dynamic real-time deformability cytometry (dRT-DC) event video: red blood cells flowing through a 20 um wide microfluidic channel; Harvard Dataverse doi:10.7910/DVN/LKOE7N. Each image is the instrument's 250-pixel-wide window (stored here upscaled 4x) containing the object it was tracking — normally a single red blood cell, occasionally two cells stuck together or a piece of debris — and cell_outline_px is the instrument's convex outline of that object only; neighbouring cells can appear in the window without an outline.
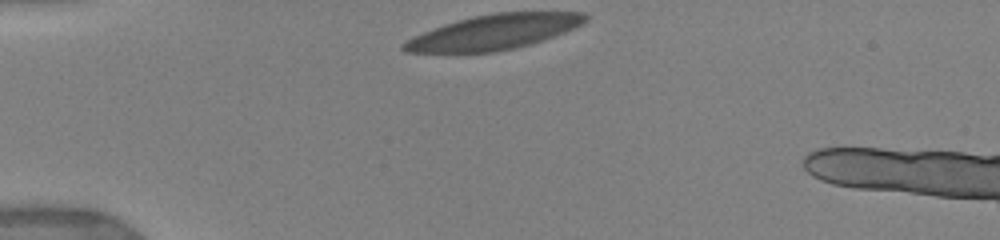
{"species": "human", "species_latin": "Homo sapiens", "temperature_condition": "warm", "stored_images_in_passage": 29, "camera_frame_rate_fps": 3000, "um_per_image_px": 0.085, "donor": {"sex": "female"}, "frame": {"image": 1, "passage_image": 1, "time_ms": 0.0, "image_size_px": [1000, 240], "cell_outline_px": [[588, 20], [584, 24], [564, 32], [528, 44], [512, 48], [492, 52], [408, 52], [400, 48], [400, 44], [424, 32], [444, 24], [456, 20], [472, 16], [496, 12], [584, 12], [588, 16]], "centroid_in_image_um": [42.0, 2.7], "position_along_channel_um": 43.0, "area_um2": 36.47}}
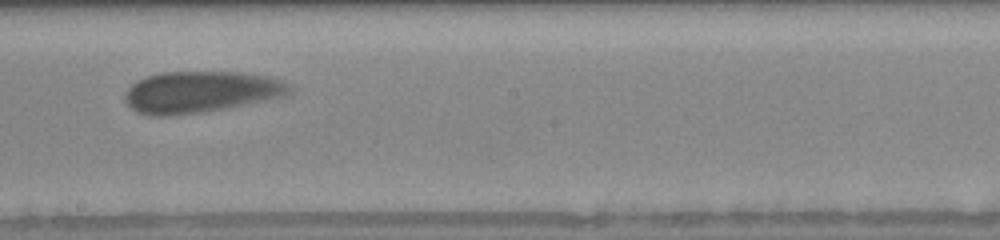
{"frame": {"image": 2, "passage_image": 16, "time_ms": 6.0, "image_size_px": [1000, 240], "cell_outline_px": [[292, 92], [288, 96], [224, 108], [200, 112], [168, 116], [148, 116], [136, 112], [124, 100], [124, 96], [128, 88], [136, 80], [148, 76], [164, 72], [244, 72], [268, 76], [280, 80], [288, 84], [292, 88]], "centroid_in_image_um": [17.06, 7.81], "position_along_channel_um": 231.1, "area_um2": 39.88}}
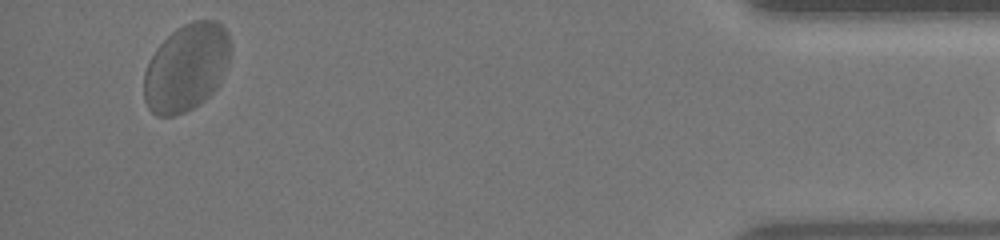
{"frame": {"image": 3, "passage_image": 28, "time_ms": 12.667, "image_size_px": [1000, 240], "cell_outline_px": [[232, 48], [228, 60], [220, 80], [216, 88], [204, 100], [192, 108], [184, 112], [172, 116], [156, 116], [148, 108], [144, 100], [144, 72], [148, 60], [156, 48], [176, 28], [192, 20], [216, 20], [228, 32]], "centroid_in_image_um": [15.83, 5.72], "position_along_channel_um": 419.4, "area_um2": 44.16}, "authors_computed_cell_mechanics": {"area_um2": 39.0728, "velocity_mm_per_s": 3.7309, "shape_relaxation_time_tau1_ms": 3.4872, "shape_relaxation_time_tau2_ms": 0.9769, "deformation_change_tau1": 0.0985, "deformation_change_tau2": 0.0642}}